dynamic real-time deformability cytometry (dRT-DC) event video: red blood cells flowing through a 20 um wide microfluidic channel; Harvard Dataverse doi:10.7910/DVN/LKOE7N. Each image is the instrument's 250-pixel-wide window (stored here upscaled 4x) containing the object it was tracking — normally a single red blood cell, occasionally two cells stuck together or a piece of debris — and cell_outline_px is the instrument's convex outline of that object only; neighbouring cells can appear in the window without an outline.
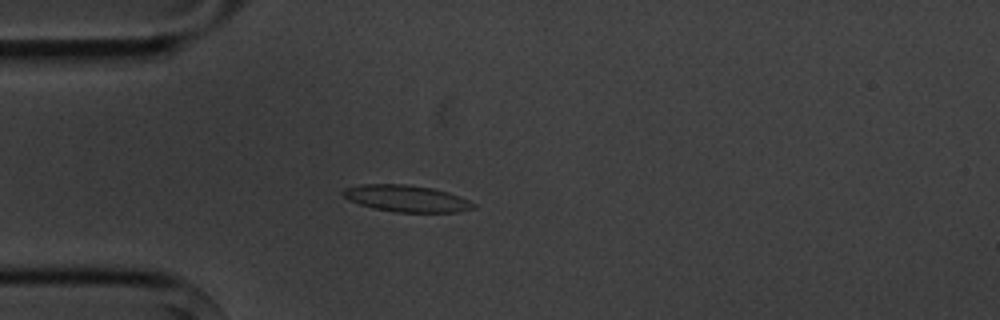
{"species": "common noctule bat (a hibernating species)", "species_latin": "Nyctalus noctula", "temperature_condition": "cold", "stored_images_in_passage": 3, "camera_frame_rate_fps": 3000, "um_per_image_px": 0.085, "animal": {"sex": "male", "body_mass_g": 20.1, "forearm_length_mm": 53.5}, "frame": {"image": 1, "passage_image": 3, "time_ms": 2.0, "image_size_px": [1000, 320], "cell_outline_px": [[476, 208], [460, 212], [396, 212], [372, 208], [348, 200], [340, 192], [344, 188], [360, 184], [404, 184], [432, 188], [448, 192], [460, 196], [476, 204]], "centroid_in_image_um": [34.55, 16.87], "position_along_channel_um": 50.5, "area_um2": 20.4}}